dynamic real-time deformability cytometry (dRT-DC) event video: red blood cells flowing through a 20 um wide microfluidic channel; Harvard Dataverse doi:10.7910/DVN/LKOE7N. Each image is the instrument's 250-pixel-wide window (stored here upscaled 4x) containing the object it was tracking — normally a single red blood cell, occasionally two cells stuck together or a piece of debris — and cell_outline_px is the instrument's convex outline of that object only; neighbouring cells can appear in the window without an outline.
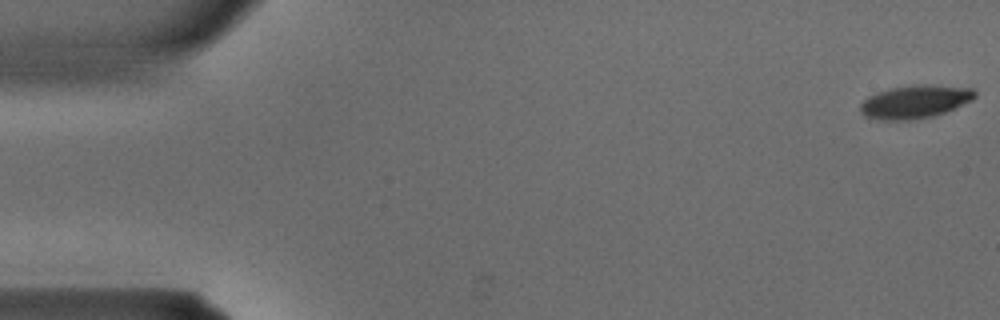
{"species": "common noctule bat (a hibernating species)", "species_latin": "Nyctalus noctula", "temperature_condition": "warm", "stored_images_in_passage": 36, "camera_frame_rate_fps": 3000, "um_per_image_px": 0.085, "animal": {"sex": "male", "body_mass_g": 15.6}, "frame": {"image": 1, "passage_image": 1, "time_ms": 0.0, "image_size_px": [1000, 320], "cell_outline_px": [[976, 96], [972, 100], [944, 112], [932, 116], [912, 120], [880, 120], [864, 116], [860, 112], [860, 104], [868, 96], [876, 92], [892, 88], [920, 84], [928, 84], [972, 88], [976, 92]], "centroid_in_image_um": [77.75, 8.64], "position_along_channel_um": 7.3, "area_um2": 22.08}}
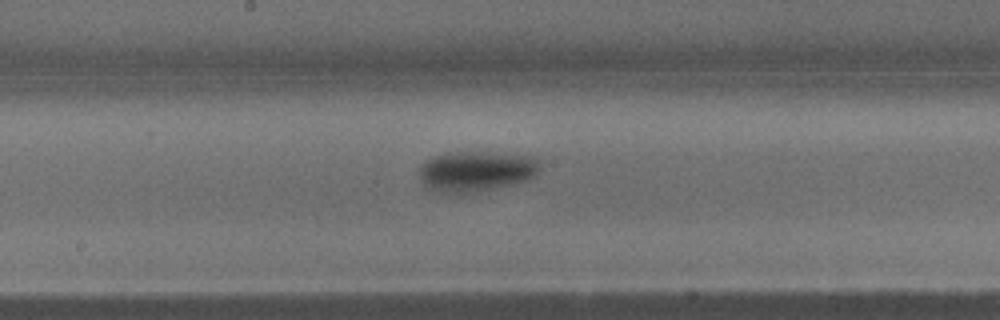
{"frame": {"image": 2, "passage_image": 19, "time_ms": 6.0, "image_size_px": [1000, 320], "cell_outline_px": [[540, 172], [536, 176], [528, 180], [512, 184], [452, 196], [432, 192], [424, 188], [420, 180], [420, 164], [436, 156], [448, 152], [488, 152], [532, 156], [540, 164]], "centroid_in_image_um": [40.42, 14.59], "position_along_channel_um": 207.8, "area_um2": 29.07}}
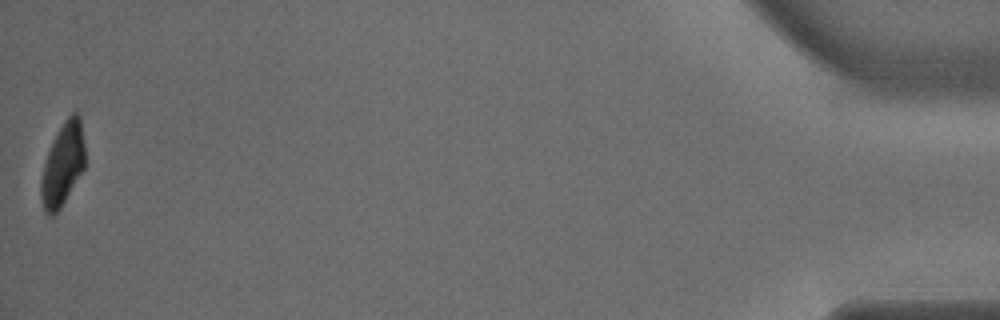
{"frame": {"image": 3, "passage_image": 36, "time_ms": 11.667, "image_size_px": [1000, 320], "cell_outline_px": [[84, 168], [60, 208], [52, 216], [48, 216], [44, 212], [40, 200], [40, 180], [44, 164], [48, 152], [64, 120], [72, 112], [76, 112], [80, 116], [84, 144]], "centroid_in_image_um": [5.31, 14.01], "position_along_channel_um": 429.9, "area_um2": 20.98}}